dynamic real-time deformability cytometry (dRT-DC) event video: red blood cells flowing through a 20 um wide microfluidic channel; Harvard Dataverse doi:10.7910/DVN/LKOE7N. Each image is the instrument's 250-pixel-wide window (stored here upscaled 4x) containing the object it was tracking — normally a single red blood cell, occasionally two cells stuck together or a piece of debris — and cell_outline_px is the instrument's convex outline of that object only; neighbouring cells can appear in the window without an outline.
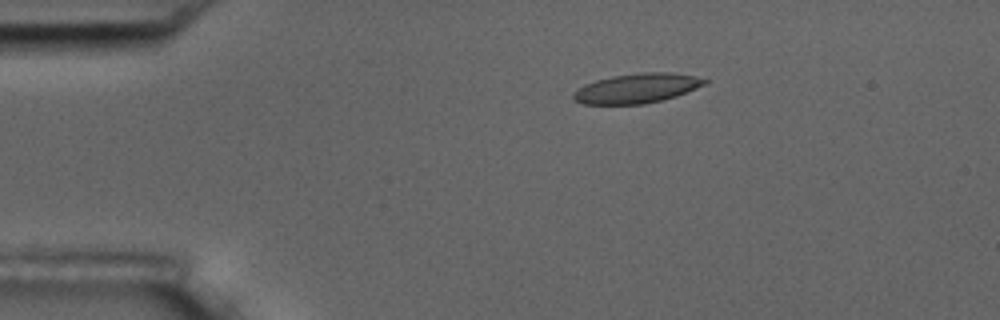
{"species": "common noctule bat (a hibernating species)", "species_latin": "Nyctalus noctula", "temperature_condition": "room temperature", "stored_images_in_passage": 4, "camera_frame_rate_fps": 3000, "um_per_image_px": 0.085, "animal": {"sex": "male", "body_mass_g": 17.5, "forearm_length_mm": 52.3}, "frame": {"image": 1, "passage_image": 2, "time_ms": 1.0, "image_size_px": [1000, 320], "cell_outline_px": [[708, 84], [676, 96], [644, 104], [584, 104], [572, 100], [572, 96], [584, 84], [596, 80], [612, 76], [640, 72], [672, 72], [692, 76], [708, 80]], "centroid_in_image_um": [54.14, 7.5], "position_along_channel_um": 30.9, "area_um2": 22.6}}
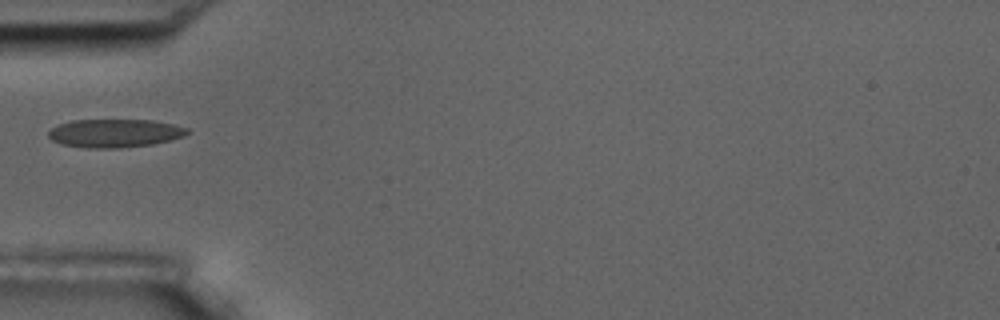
{"frame": {"image": 2, "passage_image": 4, "time_ms": 3.667, "image_size_px": [1000, 320], "cell_outline_px": [[188, 132], [184, 136], [152, 144], [120, 148], [88, 148], [60, 144], [52, 140], [48, 136], [48, 132], [52, 128], [60, 124], [72, 120], [152, 120], [172, 124], [188, 128]], "centroid_in_image_um": [9.73, 11.32], "position_along_channel_um": 75.3, "area_um2": 22.77}}